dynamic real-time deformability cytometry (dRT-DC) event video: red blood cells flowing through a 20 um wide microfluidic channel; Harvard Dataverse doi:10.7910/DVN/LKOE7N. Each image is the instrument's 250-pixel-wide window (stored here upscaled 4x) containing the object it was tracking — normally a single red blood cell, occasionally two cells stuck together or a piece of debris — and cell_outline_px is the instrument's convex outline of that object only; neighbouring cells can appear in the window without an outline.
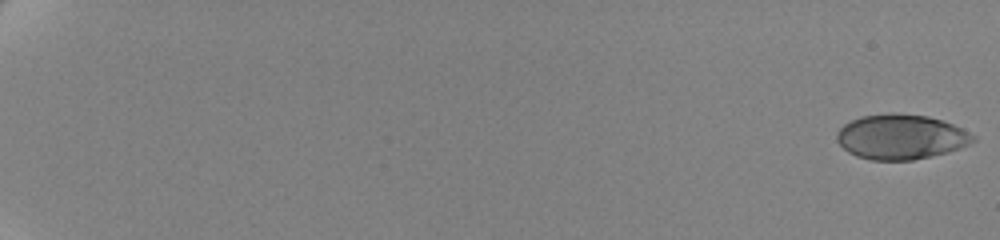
{"species": "human", "species_latin": "Homo sapiens", "temperature_condition": "cold", "stored_images_in_passage": 62, "camera_frame_rate_fps": 3000, "um_per_image_px": 0.085, "donor": {"sex": "female"}, "frame": {"image": 1, "passage_image": 1, "time_ms": 0.0, "image_size_px": [1000, 240], "cell_outline_px": [[976, 140], [968, 144], [944, 152], [912, 160], [872, 160], [856, 156], [848, 152], [836, 140], [836, 132], [844, 124], [860, 116], [928, 116], [952, 124], [976, 136]], "centroid_in_image_um": [76.54, 11.67], "position_along_channel_um": 8.5, "area_um2": 34.39}}
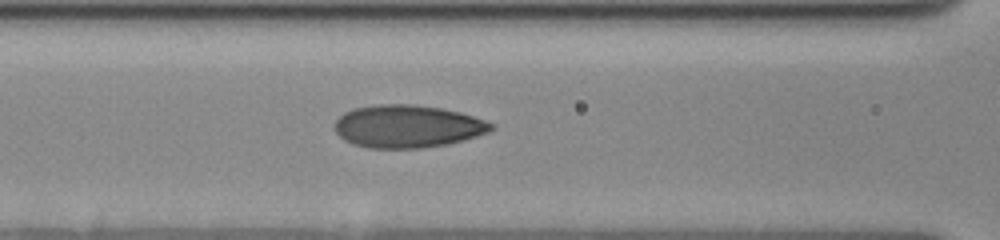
{"frame": {"image": 2, "passage_image": 31, "time_ms": 10.0, "image_size_px": [1000, 240], "cell_outline_px": [[496, 128], [488, 132], [464, 140], [448, 144], [420, 148], [368, 148], [352, 144], [344, 140], [336, 132], [336, 120], [344, 112], [352, 108], [380, 104], [412, 104], [440, 108], [460, 112], [496, 124]], "centroid_in_image_um": [34.65, 10.74], "position_along_channel_um": 132.0, "area_um2": 39.02}}
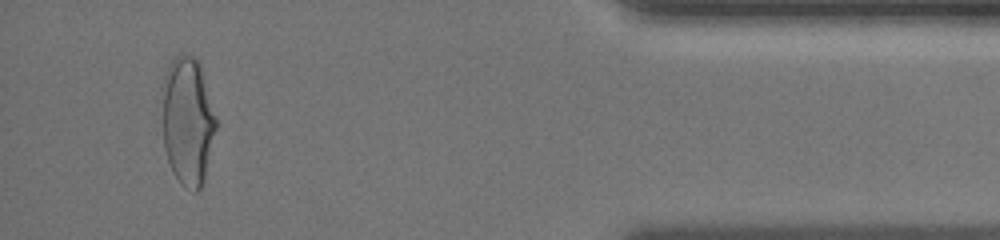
{"frame": {"image": 3, "passage_image": 59, "time_ms": 19.333, "image_size_px": [1000, 240], "cell_outline_px": [[216, 128], [204, 180], [200, 188], [196, 192], [192, 192], [180, 184], [172, 172], [164, 148], [160, 88], [164, 76], [172, 60], [176, 56], [196, 56], [200, 60], [216, 116]], "centroid_in_image_um": [15.93, 10.27], "position_along_channel_um": 419.3, "area_um2": 41.04}, "authors_computed_cell_mechanics": {"area_um2": 37.1943, "velocity_mm_per_s": 3.5133, "shape_relaxation_time_tau1_ms": 4.721, "shape_relaxation_time_tau2_ms": 0.9206, "deformation_change_tau1": 0.1577, "deformation_change_tau2": 0.0605}}